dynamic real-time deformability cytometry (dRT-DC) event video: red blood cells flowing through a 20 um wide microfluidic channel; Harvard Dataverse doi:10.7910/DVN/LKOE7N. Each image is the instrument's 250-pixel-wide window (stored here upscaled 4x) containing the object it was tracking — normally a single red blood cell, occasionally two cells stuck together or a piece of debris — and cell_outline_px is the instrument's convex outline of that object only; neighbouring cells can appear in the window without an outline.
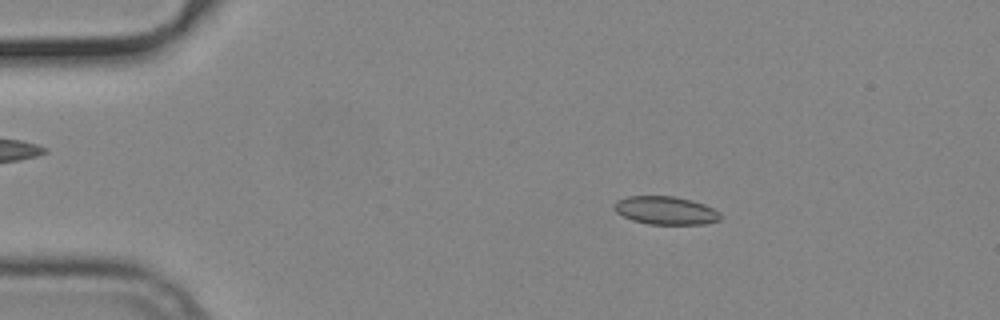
{"species": "common noctule bat (a hibernating species)", "species_latin": "Nyctalus noctula", "temperature_condition": "cold", "stored_images_in_passage": 19, "camera_frame_rate_fps": 3000, "um_per_image_px": 0.085, "animal": {"sex": "male", "body_mass_g": 19.2, "forearm_length_mm": 51.8}, "frame": {"image": 1, "passage_image": 9, "time_ms": 2.667, "image_size_px": [1000, 320], "cell_outline_px": [[724, 216], [720, 220], [704, 224], [648, 224], [632, 220], [616, 212], [612, 208], [612, 204], [616, 200], [628, 196], [676, 196], [692, 200], [704, 204], [720, 212]], "centroid_in_image_um": [56.58, 17.88], "position_along_channel_um": 28.4, "area_um2": 17.69}}
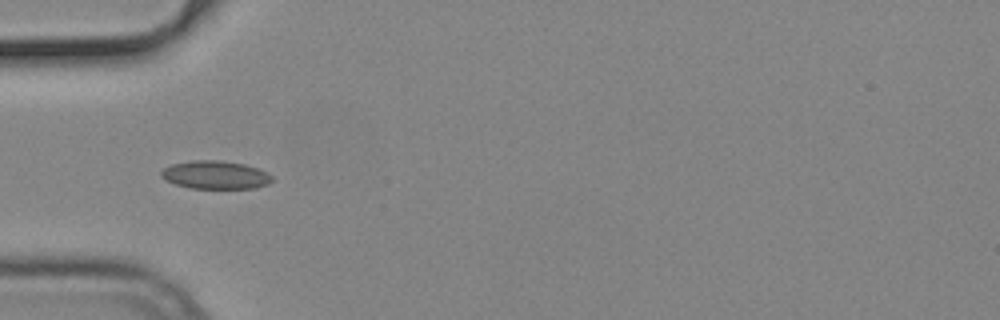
{"frame": {"image": 2, "passage_image": 17, "time_ms": 5.333, "image_size_px": [1000, 320], "cell_outline_px": [[272, 180], [268, 184], [256, 188], [192, 188], [176, 184], [164, 180], [160, 176], [160, 172], [164, 168], [172, 164], [192, 160], [220, 160], [244, 164], [268, 172], [272, 176]], "centroid_in_image_um": [18.3, 14.86], "position_along_channel_um": 66.7, "area_um2": 18.21}}